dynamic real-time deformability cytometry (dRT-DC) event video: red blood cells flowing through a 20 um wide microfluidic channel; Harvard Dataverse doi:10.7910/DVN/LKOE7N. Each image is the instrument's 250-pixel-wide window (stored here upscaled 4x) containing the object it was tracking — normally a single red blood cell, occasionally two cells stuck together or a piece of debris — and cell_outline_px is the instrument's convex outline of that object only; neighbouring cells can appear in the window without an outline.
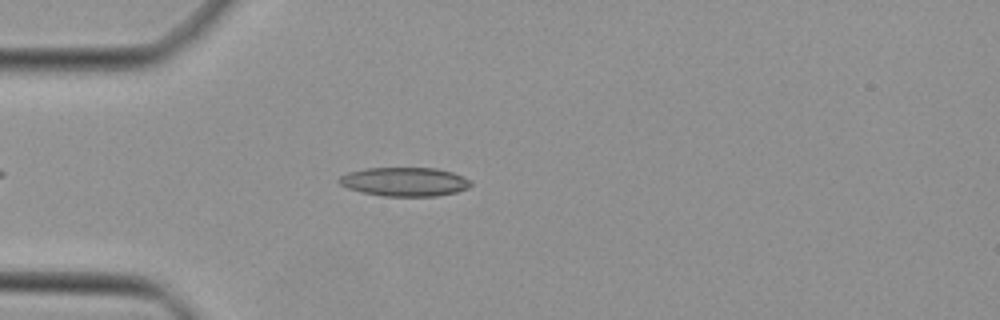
{"species": "Egyptian fruit bat (a non-hibernating species)", "species_latin": "Rousettus aegyptiacus", "temperature_condition": "cold", "stored_images_in_passage": 41, "camera_frame_rate_fps": 3000, "um_per_image_px": 0.085, "animal": {"sex": "female"}, "frame": {"image": 1, "passage_image": 7, "time_ms": 2.0, "image_size_px": [1000, 320], "cell_outline_px": [[472, 184], [468, 188], [456, 192], [436, 196], [384, 196], [364, 192], [348, 188], [340, 184], [336, 180], [340, 176], [348, 172], [364, 168], [436, 168], [452, 172], [472, 180]], "centroid_in_image_um": [34.4, 15.44], "position_along_channel_um": 50.6, "area_um2": 22.2}}
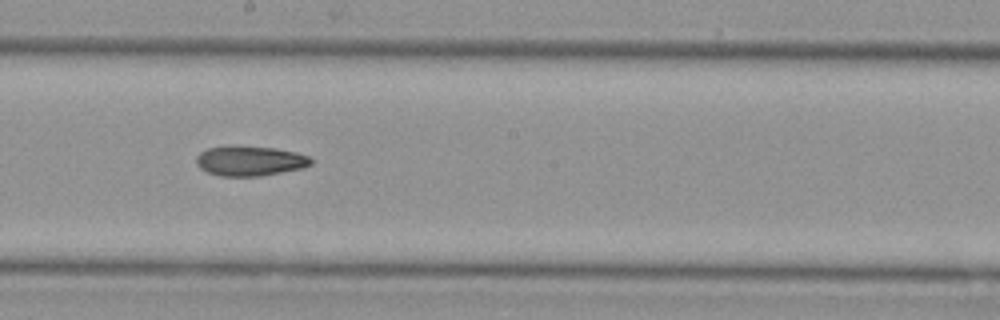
{"frame": {"image": 2, "passage_image": 20, "time_ms": 6.333, "image_size_px": [1000, 320], "cell_outline_px": [[312, 164], [304, 168], [260, 176], [220, 176], [208, 172], [200, 168], [196, 164], [196, 156], [200, 152], [208, 148], [232, 144], [276, 148], [296, 152], [312, 156]], "centroid_in_image_um": [21.26, 13.65], "position_along_channel_um": 226.9, "area_um2": 20.52}}
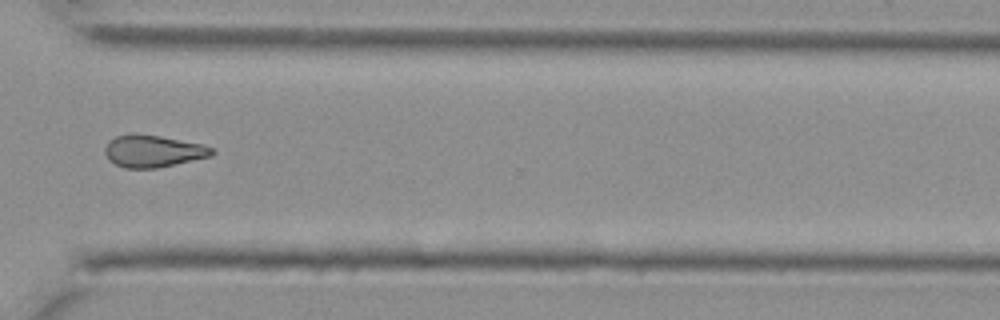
{"frame": {"image": 3, "passage_image": 29, "time_ms": 9.333, "image_size_px": [1000, 320], "cell_outline_px": [[216, 152], [212, 156], [156, 168], [124, 168], [108, 160], [104, 152], [104, 148], [108, 140], [116, 136], [132, 132], [136, 132], [160, 136], [200, 144], [212, 148]], "centroid_in_image_um": [12.95, 12.83], "position_along_channel_um": 357.6, "area_um2": 20.17}}